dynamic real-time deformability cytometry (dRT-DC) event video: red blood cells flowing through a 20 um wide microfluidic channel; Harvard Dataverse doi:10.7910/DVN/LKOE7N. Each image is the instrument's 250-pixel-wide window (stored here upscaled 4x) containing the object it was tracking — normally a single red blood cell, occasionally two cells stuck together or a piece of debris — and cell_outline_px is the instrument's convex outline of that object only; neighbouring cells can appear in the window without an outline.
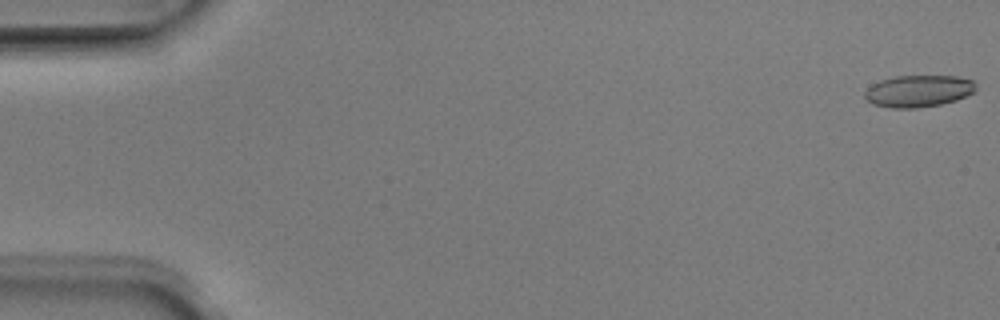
{"species": "Egyptian fruit bat (a non-hibernating species)", "species_latin": "Rousettus aegyptiacus", "temperature_condition": "room temperature", "stored_images_in_passage": 51, "camera_frame_rate_fps": 3000, "um_per_image_px": 0.085, "animal": {"sex": "male"}, "frame": {"image": 1, "passage_image": 1, "time_ms": 0.0, "image_size_px": [1000, 320], "cell_outline_px": [[976, 92], [956, 100], [940, 104], [916, 108], [892, 108], [872, 104], [864, 96], [864, 92], [872, 84], [880, 80], [896, 76], [956, 76], [972, 80], [976, 84]], "centroid_in_image_um": [78.08, 7.74], "position_along_channel_um": 6.9, "area_um2": 20.69}}
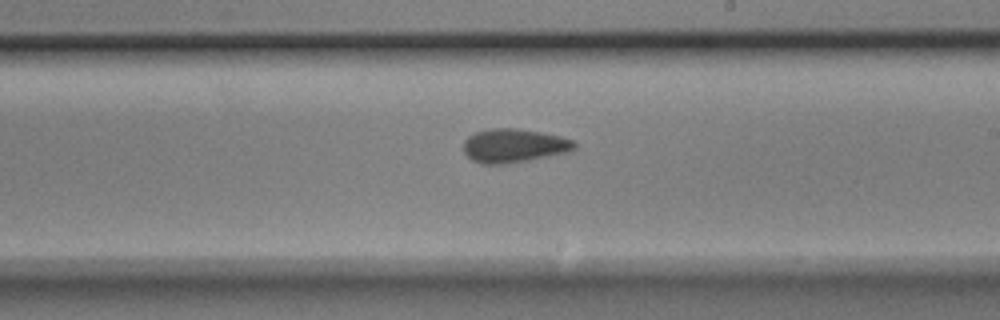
{"frame": {"image": 2, "passage_image": 30, "time_ms": 9.667, "image_size_px": [1000, 320], "cell_outline_px": [[576, 148], [568, 152], [528, 160], [504, 164], [484, 164], [472, 160], [464, 152], [464, 140], [468, 136], [476, 132], [488, 128], [516, 128], [540, 132], [560, 136], [572, 140], [576, 144]], "centroid_in_image_um": [43.67, 12.37], "position_along_channel_um": 245.3, "area_um2": 21.73}}
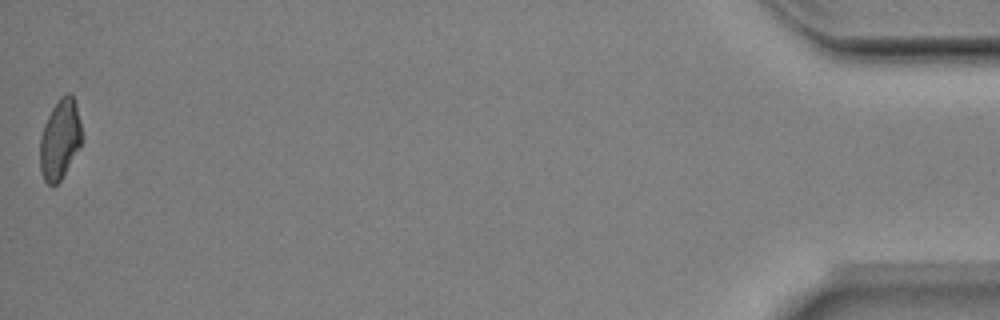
{"frame": {"image": 3, "passage_image": 51, "time_ms": 16.667, "image_size_px": [1000, 320], "cell_outline_px": [[80, 148], [60, 180], [56, 184], [48, 184], [44, 180], [40, 168], [40, 136], [48, 116], [52, 108], [60, 96], [68, 92], [72, 96], [76, 104], [80, 124]], "centroid_in_image_um": [5.08, 11.84], "position_along_channel_um": 430.1, "area_um2": 19.13}, "authors_computed_cell_mechanics": {"area_um2": 20.9814, "velocity_mm_per_s": 4.0022, "shape_relaxation_time_tau1_ms": 6.7628, "shape_relaxation_time_tau2_ms": 3.0292, "deformation_change_tau1": 0.1494, "deformation_change_tau2": 0.0856}}